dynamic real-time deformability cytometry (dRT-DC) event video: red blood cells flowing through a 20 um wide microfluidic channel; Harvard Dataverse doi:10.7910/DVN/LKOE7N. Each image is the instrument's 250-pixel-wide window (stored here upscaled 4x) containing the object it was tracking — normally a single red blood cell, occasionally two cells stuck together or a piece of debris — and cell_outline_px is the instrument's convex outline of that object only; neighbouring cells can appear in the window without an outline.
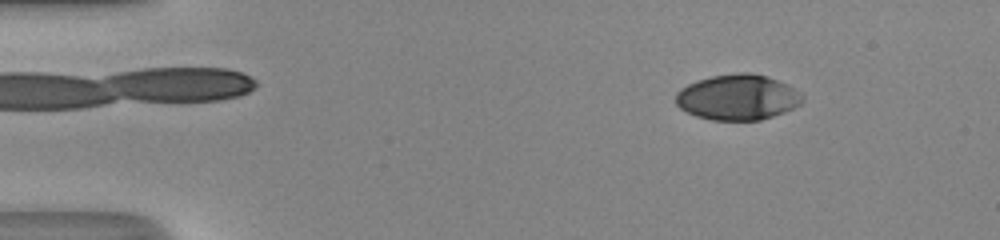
{"species": "human", "species_latin": "Homo sapiens", "temperature_condition": "room temperature", "stored_images_in_passage": 48, "camera_frame_rate_fps": 3000, "um_per_image_px": 0.085, "donor": {"sex": "male"}, "frame": {"image": 1, "passage_image": 5, "time_ms": 1.333, "image_size_px": [1000, 240], "cell_outline_px": [[804, 100], [800, 104], [784, 112], [760, 120], [712, 120], [696, 116], [680, 108], [676, 104], [676, 92], [680, 88], [688, 84], [712, 76], [740, 72], [748, 72], [768, 76], [800, 92], [804, 96]], "centroid_in_image_um": [62.69, 8.27], "position_along_channel_um": 22.3, "area_um2": 33.41}}
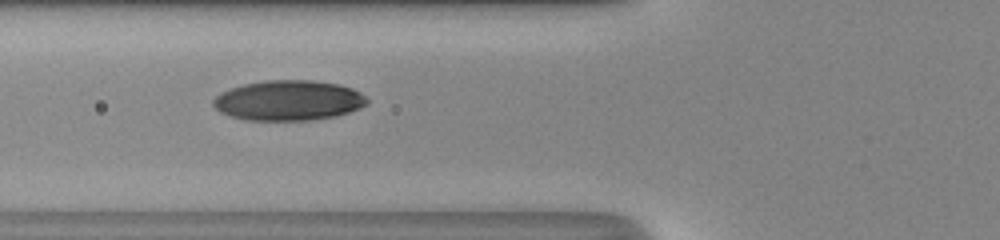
{"frame": {"image": 2, "passage_image": 18, "time_ms": 5.667, "image_size_px": [1000, 240], "cell_outline_px": [[368, 104], [360, 108], [348, 112], [332, 116], [308, 120], [244, 120], [220, 112], [212, 104], [212, 100], [220, 92], [244, 84], [264, 80], [312, 80], [340, 84], [352, 88], [360, 92], [368, 100]], "centroid_in_image_um": [24.51, 8.53], "position_along_channel_um": 101.3, "area_um2": 35.95}}
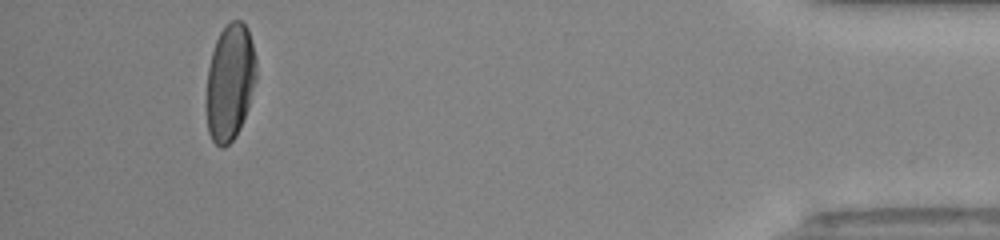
{"frame": {"image": 3, "passage_image": 45, "time_ms": 14.667, "image_size_px": [1000, 240], "cell_outline_px": [[256, 80], [248, 108], [240, 128], [236, 136], [224, 148], [220, 148], [212, 140], [208, 132], [204, 104], [208, 68], [212, 52], [216, 40], [220, 32], [232, 20], [240, 20], [248, 28], [256, 60]], "centroid_in_image_um": [19.52, 7.03], "position_along_channel_um": 415.7, "area_um2": 34.39}, "authors_computed_cell_mechanics": {"area_um2": 35.0557, "velocity_mm_per_s": 4.2157, "shape_relaxation_time_tau1_ms": 3.6631, "shape_relaxation_time_tau2_ms": 0.9798, "deformation_change_tau1": 0.1645, "deformation_change_tau2": 0.0455}}